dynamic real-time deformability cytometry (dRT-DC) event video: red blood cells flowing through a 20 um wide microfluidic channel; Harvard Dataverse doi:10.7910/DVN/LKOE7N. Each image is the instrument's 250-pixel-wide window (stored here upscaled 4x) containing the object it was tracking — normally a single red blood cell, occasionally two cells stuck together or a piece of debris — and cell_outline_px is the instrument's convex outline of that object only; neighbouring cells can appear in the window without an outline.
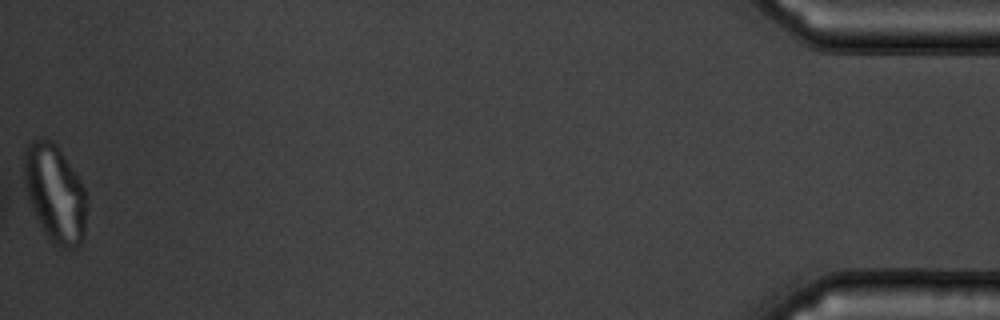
{"species": "common noctule bat (a hibernating species)", "species_latin": "Nyctalus noctula", "temperature_condition": "warm", "stored_images_in_passage": 41, "camera_frame_rate_fps": 3000, "um_per_image_px": 0.085, "animal": {"sex": "male", "body_mass_g": 19.5, "forearm_length_mm": 54.6}, "frame": {"image": 1, "passage_image": 41, "time_ms": 13.333, "image_size_px": [1000, 320], "cell_outline_px": [[88, 204], [84, 236], [80, 244], [76, 248], [60, 248], [52, 244], [48, 240], [24, 192], [20, 176], [24, 152], [28, 144], [32, 140], [52, 140], [56, 144], [80, 180], [84, 188], [88, 200]], "centroid_in_image_um": [4.64, 16.46], "position_along_channel_um": 430.6, "area_um2": 36.59}}